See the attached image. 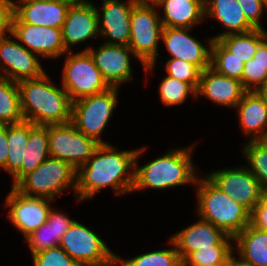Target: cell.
I'll list each match as a JSON object with an SVG mask.
<instances>
[{
	"label": "cell",
	"instance_id": "cell-19",
	"mask_svg": "<svg viewBox=\"0 0 267 266\" xmlns=\"http://www.w3.org/2000/svg\"><path fill=\"white\" fill-rule=\"evenodd\" d=\"M101 11L97 8L100 37H107V44L129 45L130 18L135 5L131 0H103Z\"/></svg>",
	"mask_w": 267,
	"mask_h": 266
},
{
	"label": "cell",
	"instance_id": "cell-2",
	"mask_svg": "<svg viewBox=\"0 0 267 266\" xmlns=\"http://www.w3.org/2000/svg\"><path fill=\"white\" fill-rule=\"evenodd\" d=\"M46 72L17 82L24 120L37 125L71 122L72 101L66 90L54 86Z\"/></svg>",
	"mask_w": 267,
	"mask_h": 266
},
{
	"label": "cell",
	"instance_id": "cell-49",
	"mask_svg": "<svg viewBox=\"0 0 267 266\" xmlns=\"http://www.w3.org/2000/svg\"><path fill=\"white\" fill-rule=\"evenodd\" d=\"M4 33L0 30V37L3 35Z\"/></svg>",
	"mask_w": 267,
	"mask_h": 266
},
{
	"label": "cell",
	"instance_id": "cell-18",
	"mask_svg": "<svg viewBox=\"0 0 267 266\" xmlns=\"http://www.w3.org/2000/svg\"><path fill=\"white\" fill-rule=\"evenodd\" d=\"M170 239L174 242L182 262L200 248H210L213 245H232L234 242L233 237L201 218L175 233Z\"/></svg>",
	"mask_w": 267,
	"mask_h": 266
},
{
	"label": "cell",
	"instance_id": "cell-16",
	"mask_svg": "<svg viewBox=\"0 0 267 266\" xmlns=\"http://www.w3.org/2000/svg\"><path fill=\"white\" fill-rule=\"evenodd\" d=\"M190 29L192 28L163 26L161 40L164 41L171 58L190 62L203 71L211 67L213 38L208 40V48L189 34Z\"/></svg>",
	"mask_w": 267,
	"mask_h": 266
},
{
	"label": "cell",
	"instance_id": "cell-9",
	"mask_svg": "<svg viewBox=\"0 0 267 266\" xmlns=\"http://www.w3.org/2000/svg\"><path fill=\"white\" fill-rule=\"evenodd\" d=\"M59 246L81 266H116V254L94 231L76 220Z\"/></svg>",
	"mask_w": 267,
	"mask_h": 266
},
{
	"label": "cell",
	"instance_id": "cell-20",
	"mask_svg": "<svg viewBox=\"0 0 267 266\" xmlns=\"http://www.w3.org/2000/svg\"><path fill=\"white\" fill-rule=\"evenodd\" d=\"M66 50L88 39L100 37L97 8L94 3L71 5L62 27Z\"/></svg>",
	"mask_w": 267,
	"mask_h": 266
},
{
	"label": "cell",
	"instance_id": "cell-23",
	"mask_svg": "<svg viewBox=\"0 0 267 266\" xmlns=\"http://www.w3.org/2000/svg\"><path fill=\"white\" fill-rule=\"evenodd\" d=\"M239 125L250 141H258L267 130V103L258 91H247L236 105Z\"/></svg>",
	"mask_w": 267,
	"mask_h": 266
},
{
	"label": "cell",
	"instance_id": "cell-36",
	"mask_svg": "<svg viewBox=\"0 0 267 266\" xmlns=\"http://www.w3.org/2000/svg\"><path fill=\"white\" fill-rule=\"evenodd\" d=\"M233 245H213L210 248L198 249L192 252L183 265H204L216 263H229L233 257Z\"/></svg>",
	"mask_w": 267,
	"mask_h": 266
},
{
	"label": "cell",
	"instance_id": "cell-7",
	"mask_svg": "<svg viewBox=\"0 0 267 266\" xmlns=\"http://www.w3.org/2000/svg\"><path fill=\"white\" fill-rule=\"evenodd\" d=\"M118 89L111 87L105 92L72 102L71 123L99 144H108L100 136L117 106Z\"/></svg>",
	"mask_w": 267,
	"mask_h": 266
},
{
	"label": "cell",
	"instance_id": "cell-14",
	"mask_svg": "<svg viewBox=\"0 0 267 266\" xmlns=\"http://www.w3.org/2000/svg\"><path fill=\"white\" fill-rule=\"evenodd\" d=\"M9 34L30 52L43 58H58L68 52L63 42L62 28L12 23Z\"/></svg>",
	"mask_w": 267,
	"mask_h": 266
},
{
	"label": "cell",
	"instance_id": "cell-44",
	"mask_svg": "<svg viewBox=\"0 0 267 266\" xmlns=\"http://www.w3.org/2000/svg\"><path fill=\"white\" fill-rule=\"evenodd\" d=\"M257 91L264 98V100L267 103V80L264 82V84Z\"/></svg>",
	"mask_w": 267,
	"mask_h": 266
},
{
	"label": "cell",
	"instance_id": "cell-22",
	"mask_svg": "<svg viewBox=\"0 0 267 266\" xmlns=\"http://www.w3.org/2000/svg\"><path fill=\"white\" fill-rule=\"evenodd\" d=\"M205 18L213 17L219 21L224 32L213 37L217 40L228 34L247 33L256 29L245 17L238 0H204Z\"/></svg>",
	"mask_w": 267,
	"mask_h": 266
},
{
	"label": "cell",
	"instance_id": "cell-41",
	"mask_svg": "<svg viewBox=\"0 0 267 266\" xmlns=\"http://www.w3.org/2000/svg\"><path fill=\"white\" fill-rule=\"evenodd\" d=\"M250 224L257 229L267 230V194L251 212Z\"/></svg>",
	"mask_w": 267,
	"mask_h": 266
},
{
	"label": "cell",
	"instance_id": "cell-5",
	"mask_svg": "<svg viewBox=\"0 0 267 266\" xmlns=\"http://www.w3.org/2000/svg\"><path fill=\"white\" fill-rule=\"evenodd\" d=\"M27 196L54 200L63 190L77 188V170L68 162L49 156L34 171L24 175L14 186Z\"/></svg>",
	"mask_w": 267,
	"mask_h": 266
},
{
	"label": "cell",
	"instance_id": "cell-40",
	"mask_svg": "<svg viewBox=\"0 0 267 266\" xmlns=\"http://www.w3.org/2000/svg\"><path fill=\"white\" fill-rule=\"evenodd\" d=\"M14 16V1L0 0V30L6 34L11 32Z\"/></svg>",
	"mask_w": 267,
	"mask_h": 266
},
{
	"label": "cell",
	"instance_id": "cell-8",
	"mask_svg": "<svg viewBox=\"0 0 267 266\" xmlns=\"http://www.w3.org/2000/svg\"><path fill=\"white\" fill-rule=\"evenodd\" d=\"M67 54L62 71V86L72 102L111 88L88 51L83 50L78 53L70 51Z\"/></svg>",
	"mask_w": 267,
	"mask_h": 266
},
{
	"label": "cell",
	"instance_id": "cell-48",
	"mask_svg": "<svg viewBox=\"0 0 267 266\" xmlns=\"http://www.w3.org/2000/svg\"><path fill=\"white\" fill-rule=\"evenodd\" d=\"M183 266H228V263L204 264V265H183Z\"/></svg>",
	"mask_w": 267,
	"mask_h": 266
},
{
	"label": "cell",
	"instance_id": "cell-13",
	"mask_svg": "<svg viewBox=\"0 0 267 266\" xmlns=\"http://www.w3.org/2000/svg\"><path fill=\"white\" fill-rule=\"evenodd\" d=\"M9 219L24 237L47 221L51 199L21 194L13 186L5 199Z\"/></svg>",
	"mask_w": 267,
	"mask_h": 266
},
{
	"label": "cell",
	"instance_id": "cell-38",
	"mask_svg": "<svg viewBox=\"0 0 267 266\" xmlns=\"http://www.w3.org/2000/svg\"><path fill=\"white\" fill-rule=\"evenodd\" d=\"M32 259L34 266H81L60 246L33 254Z\"/></svg>",
	"mask_w": 267,
	"mask_h": 266
},
{
	"label": "cell",
	"instance_id": "cell-12",
	"mask_svg": "<svg viewBox=\"0 0 267 266\" xmlns=\"http://www.w3.org/2000/svg\"><path fill=\"white\" fill-rule=\"evenodd\" d=\"M7 35L0 37V69L3 72L0 77L19 82L42 76L45 70L37 58L38 55Z\"/></svg>",
	"mask_w": 267,
	"mask_h": 266
},
{
	"label": "cell",
	"instance_id": "cell-43",
	"mask_svg": "<svg viewBox=\"0 0 267 266\" xmlns=\"http://www.w3.org/2000/svg\"><path fill=\"white\" fill-rule=\"evenodd\" d=\"M135 4L157 6L162 0H131Z\"/></svg>",
	"mask_w": 267,
	"mask_h": 266
},
{
	"label": "cell",
	"instance_id": "cell-46",
	"mask_svg": "<svg viewBox=\"0 0 267 266\" xmlns=\"http://www.w3.org/2000/svg\"><path fill=\"white\" fill-rule=\"evenodd\" d=\"M64 1L70 3L71 5L92 3L89 0H64Z\"/></svg>",
	"mask_w": 267,
	"mask_h": 266
},
{
	"label": "cell",
	"instance_id": "cell-47",
	"mask_svg": "<svg viewBox=\"0 0 267 266\" xmlns=\"http://www.w3.org/2000/svg\"><path fill=\"white\" fill-rule=\"evenodd\" d=\"M264 147L267 148V130L264 132L263 136L258 140Z\"/></svg>",
	"mask_w": 267,
	"mask_h": 266
},
{
	"label": "cell",
	"instance_id": "cell-21",
	"mask_svg": "<svg viewBox=\"0 0 267 266\" xmlns=\"http://www.w3.org/2000/svg\"><path fill=\"white\" fill-rule=\"evenodd\" d=\"M246 92L241 81L221 75L209 67L201 71L196 95L221 106L235 108Z\"/></svg>",
	"mask_w": 267,
	"mask_h": 266
},
{
	"label": "cell",
	"instance_id": "cell-6",
	"mask_svg": "<svg viewBox=\"0 0 267 266\" xmlns=\"http://www.w3.org/2000/svg\"><path fill=\"white\" fill-rule=\"evenodd\" d=\"M156 6L135 4L130 18L129 47L144 70L153 71L161 41L163 25Z\"/></svg>",
	"mask_w": 267,
	"mask_h": 266
},
{
	"label": "cell",
	"instance_id": "cell-29",
	"mask_svg": "<svg viewBox=\"0 0 267 266\" xmlns=\"http://www.w3.org/2000/svg\"><path fill=\"white\" fill-rule=\"evenodd\" d=\"M34 125L27 121L7 125L9 155L6 163V171L12 176L22 167L29 131Z\"/></svg>",
	"mask_w": 267,
	"mask_h": 266
},
{
	"label": "cell",
	"instance_id": "cell-42",
	"mask_svg": "<svg viewBox=\"0 0 267 266\" xmlns=\"http://www.w3.org/2000/svg\"><path fill=\"white\" fill-rule=\"evenodd\" d=\"M8 155L7 124H0V168H3L5 171Z\"/></svg>",
	"mask_w": 267,
	"mask_h": 266
},
{
	"label": "cell",
	"instance_id": "cell-31",
	"mask_svg": "<svg viewBox=\"0 0 267 266\" xmlns=\"http://www.w3.org/2000/svg\"><path fill=\"white\" fill-rule=\"evenodd\" d=\"M267 80V36L259 43L257 52L244 63L242 85L247 91H257Z\"/></svg>",
	"mask_w": 267,
	"mask_h": 266
},
{
	"label": "cell",
	"instance_id": "cell-3",
	"mask_svg": "<svg viewBox=\"0 0 267 266\" xmlns=\"http://www.w3.org/2000/svg\"><path fill=\"white\" fill-rule=\"evenodd\" d=\"M195 147L169 150L161 157L155 158L140 167L138 158L146 147L137 148L135 156L134 186L132 191L142 189H167L186 184H196L195 167L192 164V150Z\"/></svg>",
	"mask_w": 267,
	"mask_h": 266
},
{
	"label": "cell",
	"instance_id": "cell-32",
	"mask_svg": "<svg viewBox=\"0 0 267 266\" xmlns=\"http://www.w3.org/2000/svg\"><path fill=\"white\" fill-rule=\"evenodd\" d=\"M171 249L151 251L137 255L134 258L123 260L116 255L117 266H183V262L176 249L174 242L170 239Z\"/></svg>",
	"mask_w": 267,
	"mask_h": 266
},
{
	"label": "cell",
	"instance_id": "cell-37",
	"mask_svg": "<svg viewBox=\"0 0 267 266\" xmlns=\"http://www.w3.org/2000/svg\"><path fill=\"white\" fill-rule=\"evenodd\" d=\"M165 64L167 76L190 83L197 90L201 70L196 65L177 58H170Z\"/></svg>",
	"mask_w": 267,
	"mask_h": 266
},
{
	"label": "cell",
	"instance_id": "cell-4",
	"mask_svg": "<svg viewBox=\"0 0 267 266\" xmlns=\"http://www.w3.org/2000/svg\"><path fill=\"white\" fill-rule=\"evenodd\" d=\"M195 185L198 199L196 211L201 219L233 238L250 224L251 213L222 192L207 176L197 179Z\"/></svg>",
	"mask_w": 267,
	"mask_h": 266
},
{
	"label": "cell",
	"instance_id": "cell-10",
	"mask_svg": "<svg viewBox=\"0 0 267 266\" xmlns=\"http://www.w3.org/2000/svg\"><path fill=\"white\" fill-rule=\"evenodd\" d=\"M48 137L50 156L70 163L76 170L92 157L99 145L71 122L48 125Z\"/></svg>",
	"mask_w": 267,
	"mask_h": 266
},
{
	"label": "cell",
	"instance_id": "cell-27",
	"mask_svg": "<svg viewBox=\"0 0 267 266\" xmlns=\"http://www.w3.org/2000/svg\"><path fill=\"white\" fill-rule=\"evenodd\" d=\"M49 156L48 125L35 124L29 131L22 167L12 176V186L24 175L34 171Z\"/></svg>",
	"mask_w": 267,
	"mask_h": 266
},
{
	"label": "cell",
	"instance_id": "cell-39",
	"mask_svg": "<svg viewBox=\"0 0 267 266\" xmlns=\"http://www.w3.org/2000/svg\"><path fill=\"white\" fill-rule=\"evenodd\" d=\"M246 19L256 28L263 29L261 17L267 5L262 0H238Z\"/></svg>",
	"mask_w": 267,
	"mask_h": 266
},
{
	"label": "cell",
	"instance_id": "cell-25",
	"mask_svg": "<svg viewBox=\"0 0 267 266\" xmlns=\"http://www.w3.org/2000/svg\"><path fill=\"white\" fill-rule=\"evenodd\" d=\"M164 27L192 28L205 19L204 0H162Z\"/></svg>",
	"mask_w": 267,
	"mask_h": 266
},
{
	"label": "cell",
	"instance_id": "cell-17",
	"mask_svg": "<svg viewBox=\"0 0 267 266\" xmlns=\"http://www.w3.org/2000/svg\"><path fill=\"white\" fill-rule=\"evenodd\" d=\"M70 6L64 0H16L12 23L62 28Z\"/></svg>",
	"mask_w": 267,
	"mask_h": 266
},
{
	"label": "cell",
	"instance_id": "cell-1",
	"mask_svg": "<svg viewBox=\"0 0 267 266\" xmlns=\"http://www.w3.org/2000/svg\"><path fill=\"white\" fill-rule=\"evenodd\" d=\"M136 152L137 149L118 151L109 143L99 144L77 170V201L93 199L96 192L106 187L117 195L133 192Z\"/></svg>",
	"mask_w": 267,
	"mask_h": 266
},
{
	"label": "cell",
	"instance_id": "cell-26",
	"mask_svg": "<svg viewBox=\"0 0 267 266\" xmlns=\"http://www.w3.org/2000/svg\"><path fill=\"white\" fill-rule=\"evenodd\" d=\"M233 241L241 262L249 266H267V230L248 224Z\"/></svg>",
	"mask_w": 267,
	"mask_h": 266
},
{
	"label": "cell",
	"instance_id": "cell-28",
	"mask_svg": "<svg viewBox=\"0 0 267 266\" xmlns=\"http://www.w3.org/2000/svg\"><path fill=\"white\" fill-rule=\"evenodd\" d=\"M267 30L254 29L247 33L228 34L217 39L228 51L244 63L257 52L259 43L267 36Z\"/></svg>",
	"mask_w": 267,
	"mask_h": 266
},
{
	"label": "cell",
	"instance_id": "cell-24",
	"mask_svg": "<svg viewBox=\"0 0 267 266\" xmlns=\"http://www.w3.org/2000/svg\"><path fill=\"white\" fill-rule=\"evenodd\" d=\"M74 221L66 214L51 208L47 221L25 237L31 254L59 246L63 235Z\"/></svg>",
	"mask_w": 267,
	"mask_h": 266
},
{
	"label": "cell",
	"instance_id": "cell-30",
	"mask_svg": "<svg viewBox=\"0 0 267 266\" xmlns=\"http://www.w3.org/2000/svg\"><path fill=\"white\" fill-rule=\"evenodd\" d=\"M23 121L17 82L0 77V124L10 125Z\"/></svg>",
	"mask_w": 267,
	"mask_h": 266
},
{
	"label": "cell",
	"instance_id": "cell-35",
	"mask_svg": "<svg viewBox=\"0 0 267 266\" xmlns=\"http://www.w3.org/2000/svg\"><path fill=\"white\" fill-rule=\"evenodd\" d=\"M162 103L166 106L180 105L192 94L197 98L196 89L190 84L175 78L165 76L159 86Z\"/></svg>",
	"mask_w": 267,
	"mask_h": 266
},
{
	"label": "cell",
	"instance_id": "cell-33",
	"mask_svg": "<svg viewBox=\"0 0 267 266\" xmlns=\"http://www.w3.org/2000/svg\"><path fill=\"white\" fill-rule=\"evenodd\" d=\"M211 68L217 73L242 82L244 62L233 56L218 40L211 45Z\"/></svg>",
	"mask_w": 267,
	"mask_h": 266
},
{
	"label": "cell",
	"instance_id": "cell-45",
	"mask_svg": "<svg viewBox=\"0 0 267 266\" xmlns=\"http://www.w3.org/2000/svg\"><path fill=\"white\" fill-rule=\"evenodd\" d=\"M228 266H249L247 264H244L243 262H241L239 259L237 260L235 258V256H233L228 263Z\"/></svg>",
	"mask_w": 267,
	"mask_h": 266
},
{
	"label": "cell",
	"instance_id": "cell-11",
	"mask_svg": "<svg viewBox=\"0 0 267 266\" xmlns=\"http://www.w3.org/2000/svg\"><path fill=\"white\" fill-rule=\"evenodd\" d=\"M232 200L244 206L250 213L266 195L259 180L247 166L212 171L206 175Z\"/></svg>",
	"mask_w": 267,
	"mask_h": 266
},
{
	"label": "cell",
	"instance_id": "cell-34",
	"mask_svg": "<svg viewBox=\"0 0 267 266\" xmlns=\"http://www.w3.org/2000/svg\"><path fill=\"white\" fill-rule=\"evenodd\" d=\"M251 173L259 180L262 190L267 194V148L259 141L248 140L242 149Z\"/></svg>",
	"mask_w": 267,
	"mask_h": 266
},
{
	"label": "cell",
	"instance_id": "cell-15",
	"mask_svg": "<svg viewBox=\"0 0 267 266\" xmlns=\"http://www.w3.org/2000/svg\"><path fill=\"white\" fill-rule=\"evenodd\" d=\"M85 51L90 53L110 87L119 88L122 83L131 80L133 72L129 56L131 54L135 58V55L129 46L103 43L97 50L87 47Z\"/></svg>",
	"mask_w": 267,
	"mask_h": 266
}]
</instances>
